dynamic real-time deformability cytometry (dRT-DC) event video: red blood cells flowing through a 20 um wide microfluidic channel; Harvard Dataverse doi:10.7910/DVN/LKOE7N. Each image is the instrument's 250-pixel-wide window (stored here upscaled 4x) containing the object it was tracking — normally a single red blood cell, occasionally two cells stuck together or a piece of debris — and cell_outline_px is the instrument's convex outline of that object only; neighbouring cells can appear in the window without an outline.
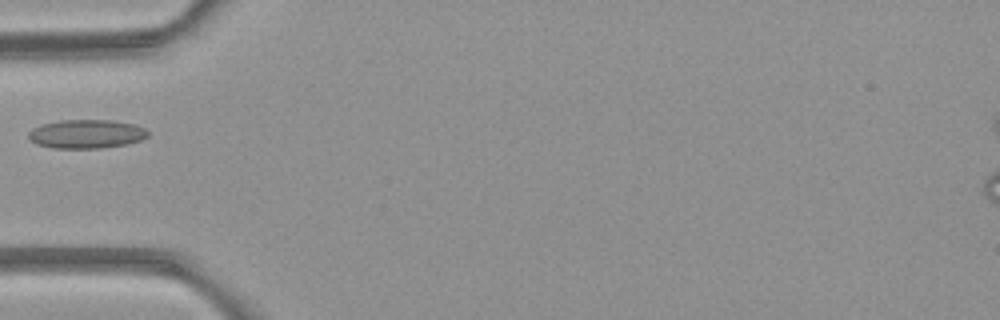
{"species": "common noctule bat (a hibernating species)", "species_latin": "Nyctalus noctula", "temperature_condition": "room temperature", "stored_images_in_passage": 1, "camera_frame_rate_fps": 3000, "um_per_image_px": 0.085, "animal": {"sex": "female", "body_mass_g": 21.9}, "frame": {"image": 1, "passage_image": 1, "time_ms": 0.0, "image_size_px": [1000, 320], "cell_outline_px": [[148, 136], [140, 140], [128, 144], [100, 148], [56, 148], [36, 144], [28, 136], [28, 132], [32, 128], [40, 124], [60, 120], [112, 120], [132, 124], [144, 128], [148, 132]], "centroid_in_image_um": [7.32, 11.38], "position_along_channel_um": 77.7, "area_um2": 20.0}}